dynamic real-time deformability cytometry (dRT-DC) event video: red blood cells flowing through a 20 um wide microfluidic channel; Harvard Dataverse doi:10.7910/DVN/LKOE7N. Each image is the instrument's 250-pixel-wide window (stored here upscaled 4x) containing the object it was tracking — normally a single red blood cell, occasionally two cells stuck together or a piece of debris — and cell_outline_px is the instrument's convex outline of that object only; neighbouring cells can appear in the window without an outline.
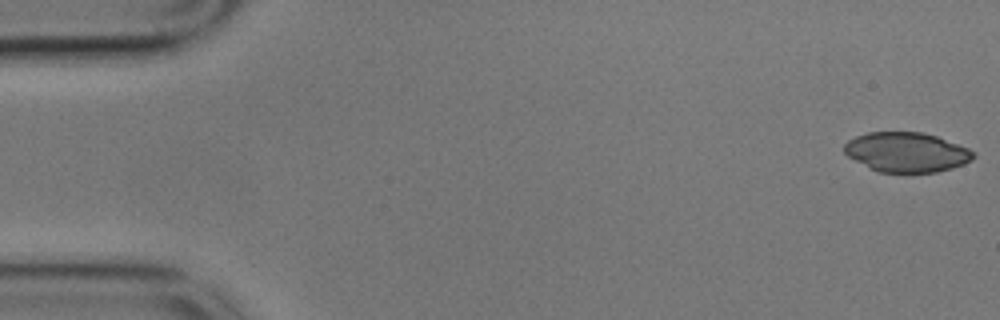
{"species": "common noctule bat (a hibernating species)", "species_latin": "Nyctalus noctula", "temperature_condition": "cold", "stored_images_in_passage": 55, "camera_frame_rate_fps": 3000, "um_per_image_px": 0.085, "animal": {"sex": "male", "body_mass_g": 17.9}, "frame": {"image": 1, "passage_image": 1, "time_ms": 0.0, "image_size_px": [1000, 320], "cell_outline_px": [[976, 156], [972, 160], [964, 164], [952, 168], [936, 172], [908, 176], [904, 176], [880, 172], [848, 156], [844, 152], [844, 144], [848, 140], [856, 136], [868, 132], [924, 132], [936, 136], [968, 148], [976, 152]], "centroid_in_image_um": [77.09, 12.98], "position_along_channel_um": 7.9, "area_um2": 30.58}}